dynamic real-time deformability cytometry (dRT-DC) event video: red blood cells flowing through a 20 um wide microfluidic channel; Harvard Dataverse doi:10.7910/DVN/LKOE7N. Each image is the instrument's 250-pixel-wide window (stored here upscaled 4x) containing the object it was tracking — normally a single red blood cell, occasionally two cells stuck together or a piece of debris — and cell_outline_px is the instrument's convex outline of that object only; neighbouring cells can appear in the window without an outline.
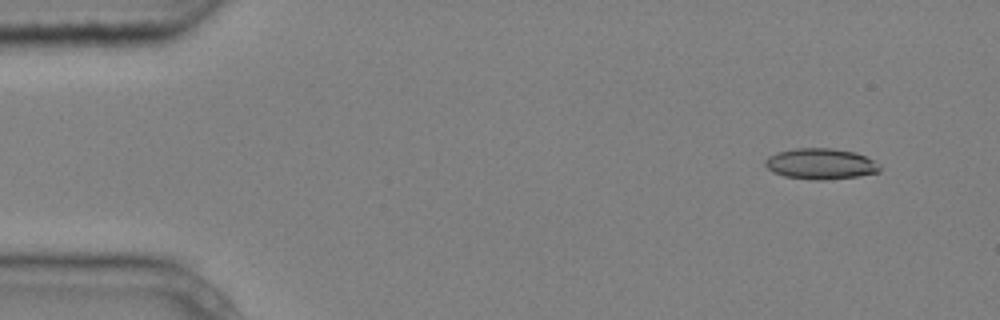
{"species": "common noctule bat (a hibernating species)", "species_latin": "Nyctalus noctula", "temperature_condition": "cold", "stored_images_in_passage": 5, "camera_frame_rate_fps": 3000, "um_per_image_px": 0.085, "animal": {"sex": "male", "body_mass_g": 20.4}, "frame": {"image": 1, "passage_image": 1, "time_ms": 0.0, "image_size_px": [1000, 320], "cell_outline_px": [[880, 172], [860, 176], [824, 180], [812, 180], [784, 176], [772, 172], [764, 164], [764, 160], [768, 156], [776, 152], [796, 148], [832, 148], [852, 152], [864, 156], [872, 160], [880, 168]], "centroid_in_image_um": [69.7, 13.93], "position_along_channel_um": 15.3, "area_um2": 20.58}}
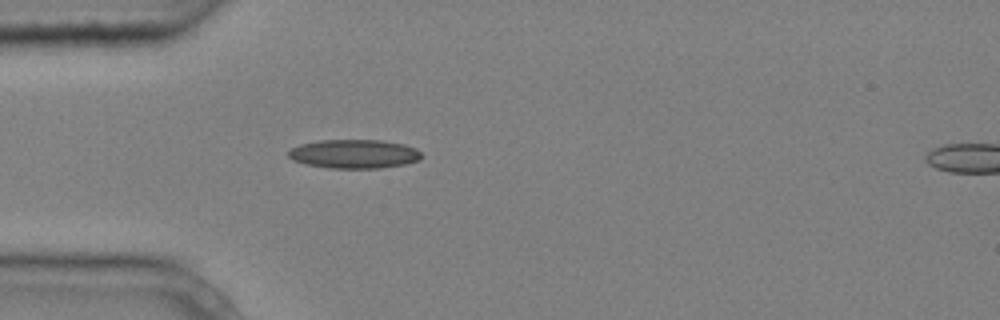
{"frame": {"image": 2, "passage_image": 4, "time_ms": 1.0, "image_size_px": [1000, 320], "cell_outline_px": [[424, 156], [420, 160], [404, 164], [380, 168], [328, 168], [304, 164], [292, 160], [288, 156], [288, 152], [292, 148], [300, 144], [320, 140], [384, 140], [404, 144], [416, 148]], "centroid_in_image_um": [30.12, 13.08], "position_along_channel_um": 54.9, "area_um2": 22.6}}